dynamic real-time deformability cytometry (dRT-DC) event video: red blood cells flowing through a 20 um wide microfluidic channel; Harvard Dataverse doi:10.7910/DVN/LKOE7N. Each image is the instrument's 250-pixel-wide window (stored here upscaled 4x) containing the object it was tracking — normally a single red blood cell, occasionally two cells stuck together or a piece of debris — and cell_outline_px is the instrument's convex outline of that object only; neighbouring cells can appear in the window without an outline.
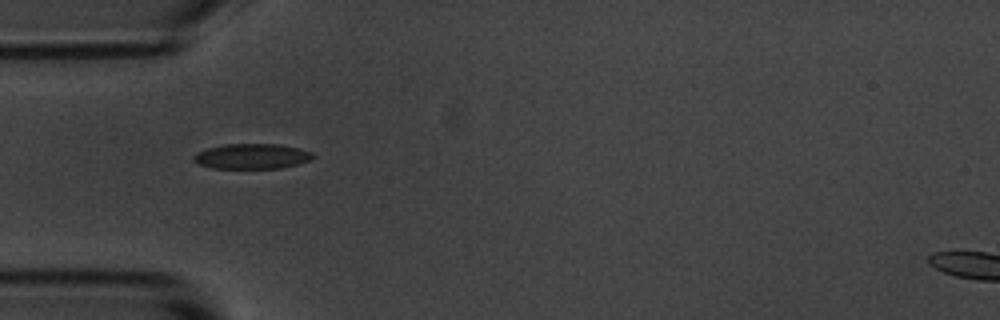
{"species": "common noctule bat (a hibernating species)", "species_latin": "Nyctalus noctula", "temperature_condition": "room temperature", "stored_images_in_passage": 2, "camera_frame_rate_fps": 3000, "um_per_image_px": 0.085, "animal": {"sex": "male", "body_mass_g": 20.1, "forearm_length_mm": 53.5}, "frame": {"image": 1, "passage_image": 1, "time_ms": 0.0, "image_size_px": [1000, 320], "cell_outline_px": [[316, 156], [308, 160], [296, 164], [280, 168], [212, 168], [196, 164], [192, 160], [192, 156], [196, 152], [208, 148], [224, 144], [280, 144], [312, 152]], "centroid_in_image_um": [21.34, 13.28], "position_along_channel_um": 63.7, "area_um2": 17.51}}